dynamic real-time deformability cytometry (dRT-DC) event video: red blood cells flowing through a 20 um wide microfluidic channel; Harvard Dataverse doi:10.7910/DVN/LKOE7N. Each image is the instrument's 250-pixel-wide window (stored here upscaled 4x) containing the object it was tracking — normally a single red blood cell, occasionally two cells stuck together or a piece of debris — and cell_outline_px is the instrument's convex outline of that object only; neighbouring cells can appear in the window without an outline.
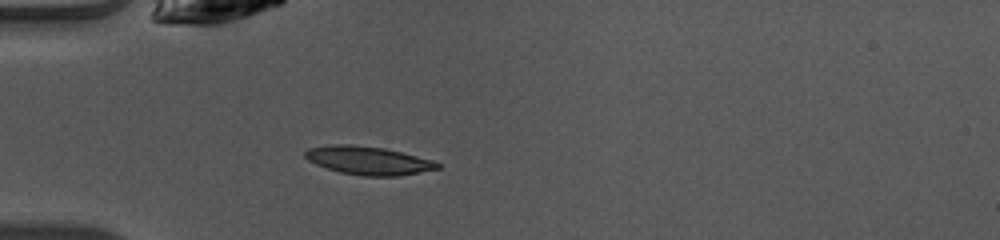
{"species": "common noctule bat (a hibernating species)", "species_latin": "Nyctalus noctula", "temperature_condition": "warm", "stored_images_in_passage": 35, "camera_frame_rate_fps": 3000, "um_per_image_px": 0.085, "animal": {"sex": "female", "body_mass_g": 10.0, "forearm_length_mm": 53.1}, "frame": {"image": 1, "passage_image": 1, "time_ms": 0.0, "image_size_px": [1000, 240], "cell_outline_px": [[440, 168], [400, 176], [364, 176], [340, 172], [316, 164], [308, 160], [304, 156], [304, 152], [308, 148], [332, 144], [352, 144], [384, 148], [432, 160], [440, 164]], "centroid_in_image_um": [31.28, 13.64], "position_along_channel_um": 53.7, "area_um2": 21.73}}
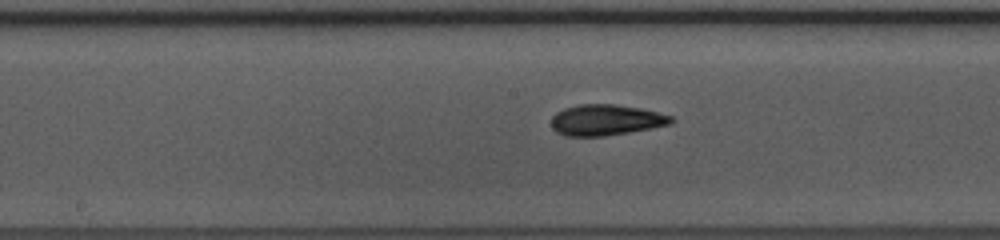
{"frame": {"image": 2, "passage_image": 12, "time_ms": 3.667, "image_size_px": [1000, 240], "cell_outline_px": [[676, 120], [672, 124], [628, 132], [604, 136], [564, 136], [556, 132], [552, 128], [552, 116], [556, 112], [564, 108], [576, 104], [616, 104], [640, 108], [672, 116]], "centroid_in_image_um": [51.49, 10.19], "position_along_channel_um": 196.7, "area_um2": 21.68}}
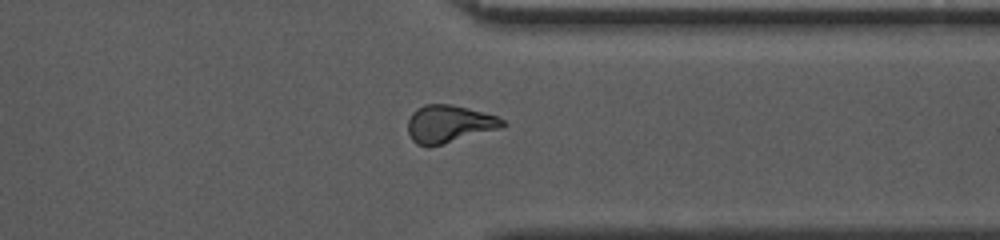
{"frame": {"image": 3, "passage_image": 25, "time_ms": 8.0, "image_size_px": [1000, 240], "cell_outline_px": [[508, 124], [500, 128], [444, 144], [428, 148], [416, 144], [412, 140], [408, 132], [408, 120], [412, 112], [416, 108], [424, 104], [452, 104], [484, 112], [496, 116], [504, 120]], "centroid_in_image_um": [38.14, 10.54], "position_along_channel_um": 373.3, "area_um2": 20.98}, "authors_computed_cell_mechanics": {"area_um2": 20.6346, "velocity_mm_per_s": 4.0935, "shape_relaxation_time_tau1_ms": 2.3895, "shape_relaxation_time_tau2_ms": 2.4768, "deformation_change_tau1": 0.1399, "deformation_change_tau2": 0.1046}}